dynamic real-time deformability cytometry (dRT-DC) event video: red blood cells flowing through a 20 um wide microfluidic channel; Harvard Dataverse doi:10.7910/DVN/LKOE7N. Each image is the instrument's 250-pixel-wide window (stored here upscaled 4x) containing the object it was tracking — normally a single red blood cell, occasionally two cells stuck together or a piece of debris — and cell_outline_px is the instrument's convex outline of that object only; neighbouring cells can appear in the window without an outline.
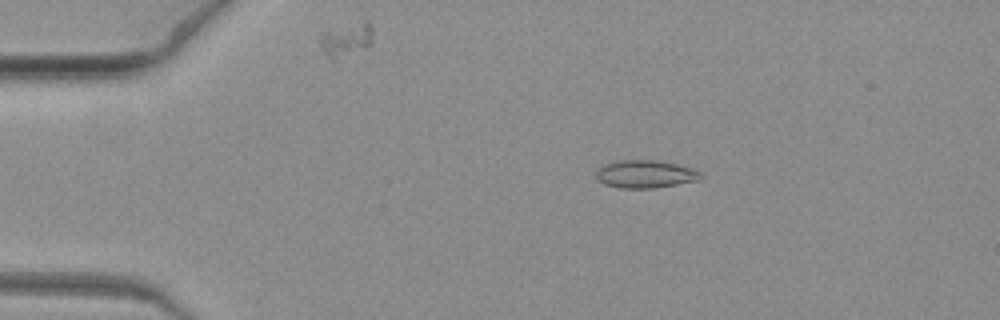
{"species": "common noctule bat (a hibernating species)", "species_latin": "Nyctalus noctula", "temperature_condition": "warm", "stored_images_in_passage": 7, "camera_frame_rate_fps": 3000, "um_per_image_px": 0.085, "animal": {"sex": "female", "body_mass_g": 19.3, "forearm_length_mm": 54.1}, "frame": {"image": 1, "passage_image": 5, "time_ms": 1.333, "image_size_px": [1000, 320], "cell_outline_px": [[704, 176], [700, 180], [656, 188], [620, 188], [604, 184], [596, 180], [596, 168], [604, 164], [620, 160], [660, 160], [692, 168], [700, 172]], "centroid_in_image_um": [54.84, 14.8], "position_along_channel_um": 30.2, "area_um2": 17.22}}